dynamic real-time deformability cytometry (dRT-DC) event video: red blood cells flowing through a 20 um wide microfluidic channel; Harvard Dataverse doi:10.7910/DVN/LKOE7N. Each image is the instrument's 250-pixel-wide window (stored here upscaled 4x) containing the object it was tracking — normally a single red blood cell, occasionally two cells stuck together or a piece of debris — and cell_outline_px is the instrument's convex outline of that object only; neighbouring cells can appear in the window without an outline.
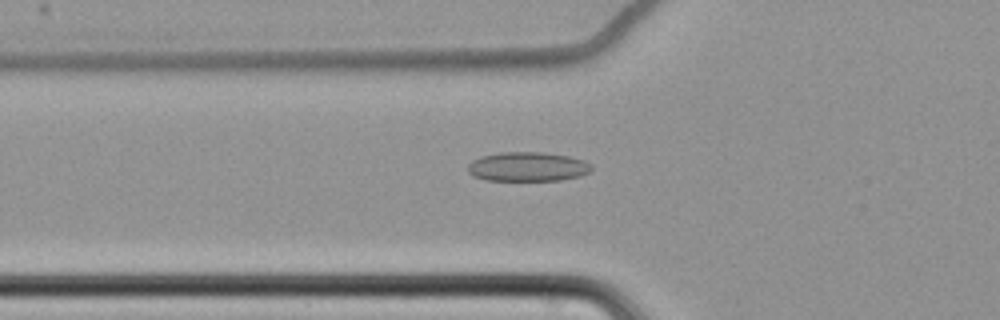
{"species": "common noctule bat (a hibernating species)", "species_latin": "Nyctalus noctula", "temperature_condition": "cold", "stored_images_in_passage": 49, "camera_frame_rate_fps": 3000, "um_per_image_px": 0.085, "animal": {"sex": "female", "body_mass_g": 22.7, "forearm_length_mm": 54.2}, "frame": {"image": 1, "passage_image": 11, "time_ms": 3.333, "image_size_px": [1000, 320], "cell_outline_px": [[592, 168], [588, 172], [580, 176], [560, 180], [484, 180], [472, 176], [468, 172], [468, 164], [472, 160], [480, 156], [500, 152], [544, 152], [568, 156], [584, 160], [592, 164]], "centroid_in_image_um": [44.82, 14.16], "position_along_channel_um": 81.0, "area_um2": 21.27}}
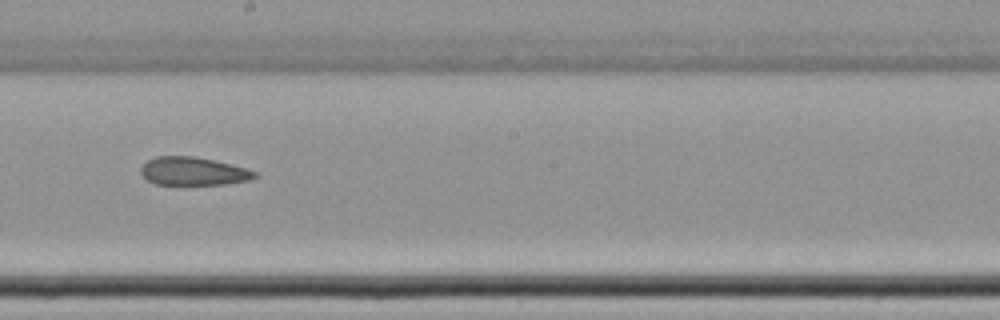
{"frame": {"image": 2, "passage_image": 24, "time_ms": 7.667, "image_size_px": [1000, 320], "cell_outline_px": [[256, 176], [248, 180], [224, 184], [156, 184], [148, 180], [140, 172], [140, 168], [148, 160], [156, 156], [196, 156], [244, 168], [256, 172]], "centroid_in_image_um": [16.38, 14.55], "position_along_channel_um": 231.8, "area_um2": 18.32}}
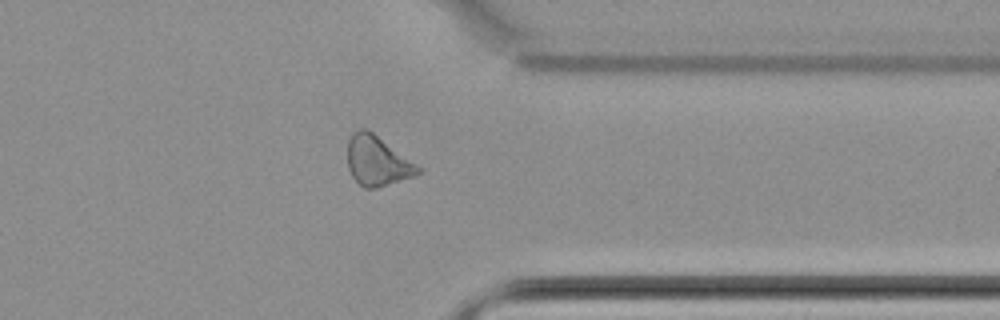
{"frame": {"image": 3, "passage_image": 37, "time_ms": 12.0, "image_size_px": [1000, 320], "cell_outline_px": [[420, 172], [412, 176], [376, 188], [364, 188], [352, 176], [348, 168], [348, 140], [352, 132], [360, 128], [368, 128], [420, 168]], "centroid_in_image_um": [32.0, 13.65], "position_along_channel_um": 379.4, "area_um2": 20.0}, "authors_computed_cell_mechanics": {"area_um2": 20.23, "velocity_mm_per_s": 3.4883, "shape_relaxation_time_tau1_ms": null, "shape_relaxation_time_tau2_ms": 5.4105, "deformation_change_tau1": null, "deformation_change_tau2": 0.1337}}